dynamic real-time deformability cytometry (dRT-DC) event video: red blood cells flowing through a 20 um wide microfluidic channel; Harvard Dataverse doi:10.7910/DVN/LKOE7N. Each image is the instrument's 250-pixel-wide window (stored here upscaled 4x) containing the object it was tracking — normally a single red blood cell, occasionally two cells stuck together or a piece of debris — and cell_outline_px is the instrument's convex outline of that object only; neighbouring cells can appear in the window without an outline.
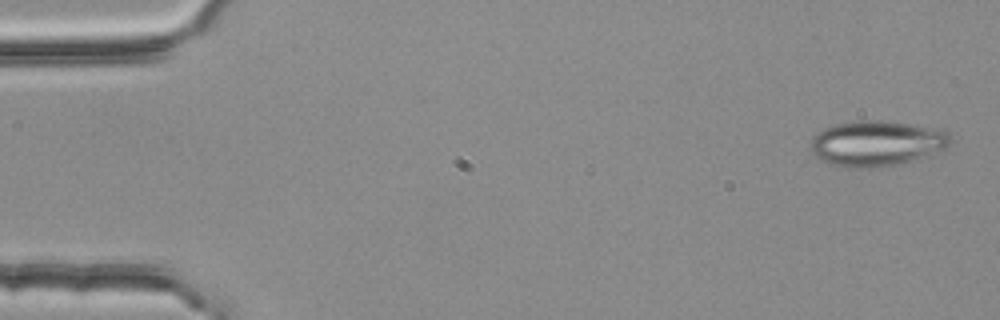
{"species": "common noctule bat (a hibernating species)", "species_latin": "Nyctalus noctula", "temperature_condition": "room temperature", "stored_images_in_passage": 4, "camera_frame_rate_fps": 3000, "um_per_image_px": 0.085, "animal": {"sex": "female", "body_mass_g": 25.1}, "frame": {"image": 1, "passage_image": 1, "time_ms": 0.0, "image_size_px": [1000, 320], "cell_outline_px": [[952, 140], [944, 148], [924, 156], [896, 164], [860, 168], [856, 168], [832, 164], [820, 160], [812, 152], [812, 140], [824, 128], [836, 124], [864, 120], [888, 120], [944, 128], [952, 136]], "centroid_in_image_um": [74.58, 12.15], "position_along_channel_um": 10.4, "area_um2": 36.7}}